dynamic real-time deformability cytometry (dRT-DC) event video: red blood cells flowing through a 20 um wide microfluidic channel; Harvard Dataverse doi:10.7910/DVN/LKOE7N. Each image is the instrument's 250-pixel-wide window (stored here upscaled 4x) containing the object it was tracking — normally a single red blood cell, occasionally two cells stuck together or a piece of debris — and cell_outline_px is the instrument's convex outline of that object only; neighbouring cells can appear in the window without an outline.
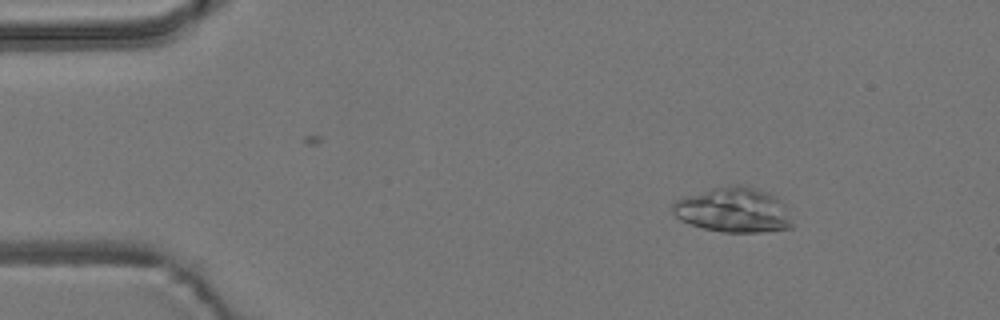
{"species": "common noctule bat (a hibernating species)", "species_latin": "Nyctalus noctula", "temperature_condition": "room temperature", "stored_images_in_passage": 55, "camera_frame_rate_fps": 3000, "um_per_image_px": 0.085, "animal": {"sex": "male", "body_mass_g": 19.2, "forearm_length_mm": 51.8}, "frame": {"image": 1, "passage_image": 7, "time_ms": 2.0, "image_size_px": [1000, 320], "cell_outline_px": [[792, 228], [760, 232], [720, 232], [704, 228], [680, 220], [672, 212], [672, 204], [676, 200], [684, 196], [712, 188], [732, 184], [744, 184], [768, 192], [776, 196], [780, 200], [792, 224]], "centroid_in_image_um": [62.31, 17.84], "position_along_channel_um": 22.7, "area_um2": 31.27}}
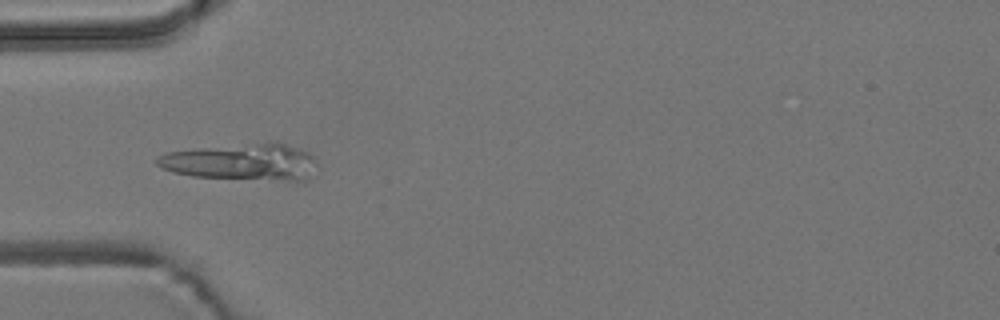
{"frame": {"image": 2, "passage_image": 17, "time_ms": 5.333, "image_size_px": [1000, 320], "cell_outline_px": [[320, 168], [308, 180], [292, 184], [192, 176], [172, 172], [160, 168], [156, 164], [156, 156], [164, 152], [268, 140], [276, 140], [300, 148], [316, 156], [320, 164]], "centroid_in_image_um": [20.75, 13.8], "position_along_channel_um": 64.3, "area_um2": 36.99}}
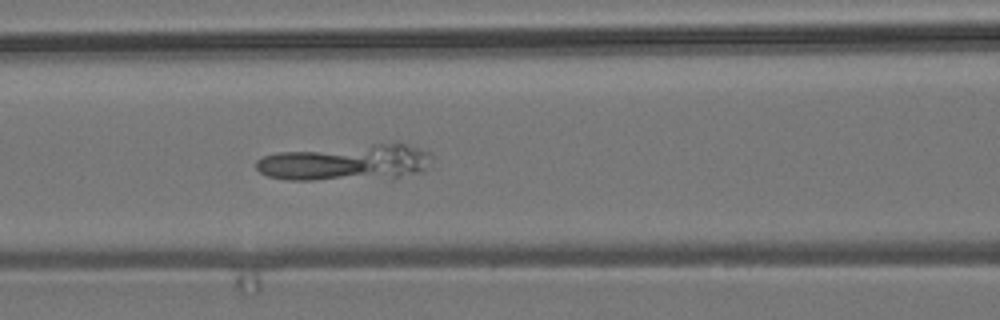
{"frame": {"image": 3, "passage_image": 23, "time_ms": 7.333, "image_size_px": [1000, 320], "cell_outline_px": [[436, 168], [424, 172], [392, 180], [292, 180], [268, 176], [260, 172], [256, 168], [256, 160], [264, 156], [280, 152], [396, 140], [400, 140], [428, 152], [432, 156]], "centroid_in_image_um": [29.65, 13.81], "position_along_channel_um": 136.9, "area_um2": 39.3}}